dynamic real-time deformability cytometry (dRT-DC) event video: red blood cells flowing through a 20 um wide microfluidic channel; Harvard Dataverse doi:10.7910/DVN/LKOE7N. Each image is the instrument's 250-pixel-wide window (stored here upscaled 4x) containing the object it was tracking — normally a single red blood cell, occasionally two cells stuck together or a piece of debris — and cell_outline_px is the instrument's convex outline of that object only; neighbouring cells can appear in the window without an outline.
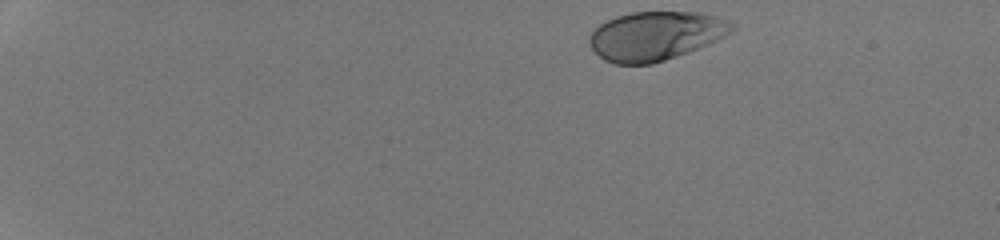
{"species": "human", "species_latin": "Homo sapiens", "temperature_condition": "room temperature", "stored_images_in_passage": 43, "camera_frame_rate_fps": 3000, "um_per_image_px": 0.085, "donor": {"sex": "male"}, "frame": {"image": 1, "passage_image": 1, "time_ms": 0.0, "image_size_px": [1000, 240], "cell_outline_px": [[736, 28], [732, 32], [708, 44], [688, 52], [652, 64], [616, 64], [604, 60], [588, 44], [588, 36], [600, 24], [616, 16], [632, 12], [704, 12], [728, 20], [736, 24]], "centroid_in_image_um": [55.74, 3.04], "position_along_channel_um": 29.3, "area_um2": 40.69}}
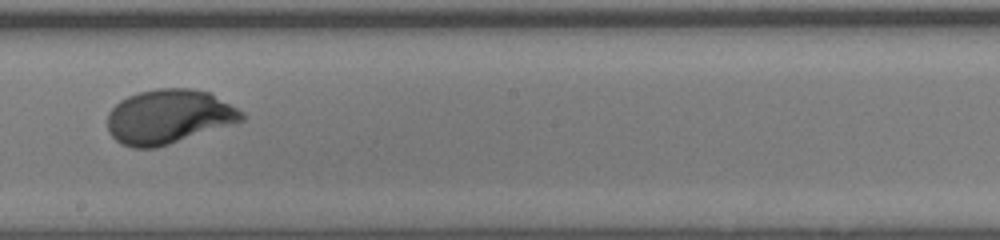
{"frame": {"image": 2, "passage_image": 25, "time_ms": 8.0, "image_size_px": [1000, 240], "cell_outline_px": [[244, 120], [232, 124], [156, 148], [132, 148], [120, 144], [108, 132], [108, 112], [120, 100], [128, 96], [140, 92], [156, 88], [192, 88], [212, 92], [244, 112]], "centroid_in_image_um": [14.34, 9.9], "position_along_channel_um": 233.9, "area_um2": 42.66}}
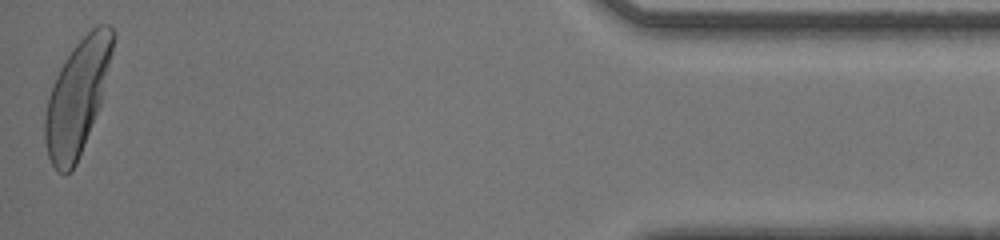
{"frame": {"image": 3, "passage_image": 43, "time_ms": 14.0, "image_size_px": [1000, 240], "cell_outline_px": [[116, 36], [100, 104], [76, 164], [64, 176], [56, 172], [48, 156], [44, 140], [44, 116], [48, 96], [56, 76], [64, 60], [76, 44], [96, 24], [108, 24], [116, 32]], "centroid_in_image_um": [6.55, 8.25], "position_along_channel_um": 428.6, "area_um2": 44.8}, "authors_computed_cell_mechanics": {"area_um2": 41.6738, "velocity_mm_per_s": 4.2439, "shape_relaxation_time_tau1_ms": 2.074, "shape_relaxation_time_tau2_ms": null, "deformation_change_tau1": 0.1712, "deformation_change_tau2": null}}